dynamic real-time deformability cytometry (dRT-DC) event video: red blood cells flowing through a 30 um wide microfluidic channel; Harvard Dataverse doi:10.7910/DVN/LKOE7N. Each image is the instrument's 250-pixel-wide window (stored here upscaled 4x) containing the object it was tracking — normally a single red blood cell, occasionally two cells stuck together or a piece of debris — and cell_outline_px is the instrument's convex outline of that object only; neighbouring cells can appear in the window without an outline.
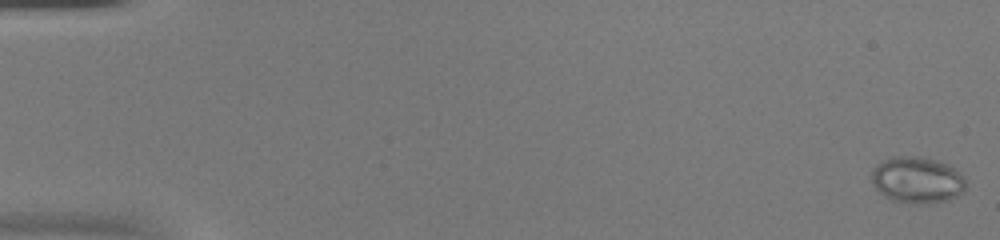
{"species": "common noctule bat (a hibernating species)", "species_latin": "Nyctalus noctula", "temperature_condition": "warm", "stored_images_in_passage": 54, "camera_frame_rate_fps": 3000, "um_per_image_px": 0.085, "animal": {"sex": "female", "body_mass_g": 20.0, "forearm_length_mm": 54.0}, "frame": {"image": 1, "passage_image": 1, "time_ms": 0.0, "image_size_px": [1000, 240], "cell_outline_px": [[964, 192], [948, 200], [920, 204], [912, 204], [892, 200], [884, 196], [872, 184], [872, 172], [884, 160], [892, 156], [920, 156], [940, 160], [948, 164], [964, 176]], "centroid_in_image_um": [77.97, 15.29], "position_along_channel_um": 7.0, "area_um2": 25.49}}
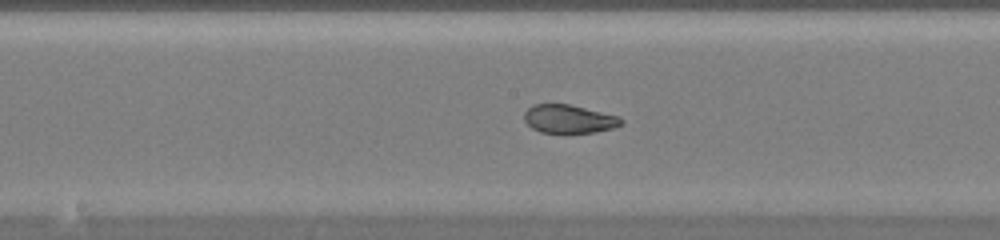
{"frame": {"image": 2, "passage_image": 29, "time_ms": 9.333, "image_size_px": [1000, 240], "cell_outline_px": [[624, 124], [612, 128], [596, 132], [540, 132], [532, 128], [524, 120], [524, 112], [532, 104], [568, 104], [620, 116], [624, 120]], "centroid_in_image_um": [48.38, 10.1], "position_along_channel_um": 199.8, "area_um2": 16.01}}
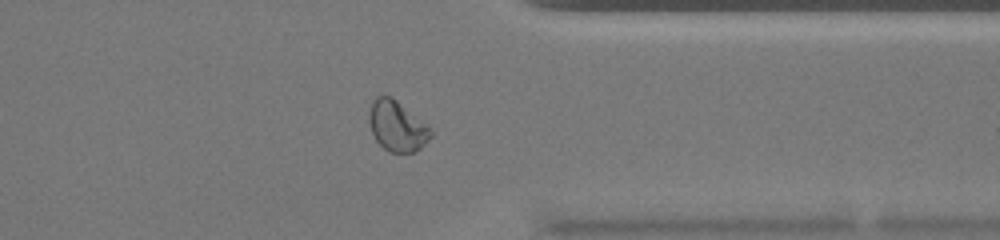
{"frame": {"image": 3, "passage_image": 43, "time_ms": 14.0, "image_size_px": [1000, 240], "cell_outline_px": [[432, 136], [416, 152], [388, 152], [376, 140], [372, 132], [368, 120], [368, 112], [372, 100], [376, 96], [392, 96], [432, 128]], "centroid_in_image_um": [33.74, 10.7], "position_along_channel_um": 377.7, "area_um2": 18.26}, "authors_computed_cell_mechanics": {"area_um2": 20.9236, "velocity_mm_per_s": 3.8959, "shape_relaxation_time_tau1_ms": null, "shape_relaxation_time_tau2_ms": 0.7764, "deformation_change_tau1": null, "deformation_change_tau2": 0.0581}}